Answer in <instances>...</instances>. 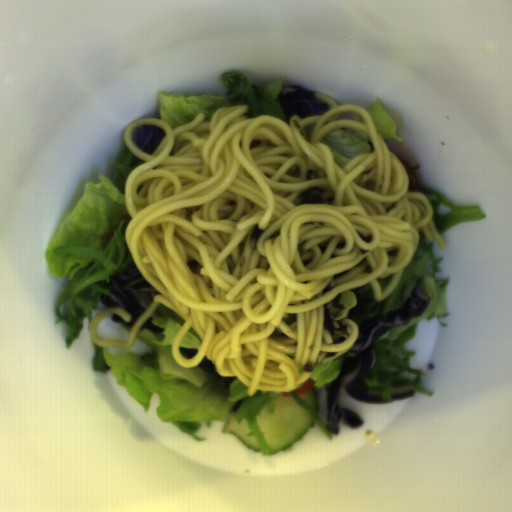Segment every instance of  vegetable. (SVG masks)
<instances>
[{
	"mask_svg": "<svg viewBox=\"0 0 512 512\" xmlns=\"http://www.w3.org/2000/svg\"><path fill=\"white\" fill-rule=\"evenodd\" d=\"M420 193H423L431 203L434 226L440 236L461 222L486 219V214L482 212L480 206L458 205L435 189L422 185H420Z\"/></svg>",
	"mask_w": 512,
	"mask_h": 512,
	"instance_id": "obj_5",
	"label": "vegetable"
},
{
	"mask_svg": "<svg viewBox=\"0 0 512 512\" xmlns=\"http://www.w3.org/2000/svg\"><path fill=\"white\" fill-rule=\"evenodd\" d=\"M327 146L339 168L347 167L358 155L374 151V145L365 132L350 128H334L320 140Z\"/></svg>",
	"mask_w": 512,
	"mask_h": 512,
	"instance_id": "obj_6",
	"label": "vegetable"
},
{
	"mask_svg": "<svg viewBox=\"0 0 512 512\" xmlns=\"http://www.w3.org/2000/svg\"><path fill=\"white\" fill-rule=\"evenodd\" d=\"M444 260L442 256L435 259L433 241H430L425 233L419 232L416 252L389 296L383 301H377L372 286L367 283L341 293L340 303L345 309L336 310L331 314L330 319L334 321L351 320L358 327L363 321L376 315H389L391 311L403 307L419 279L424 278L422 291L429 297L425 313L411 319L406 325L389 330L372 343L375 363L363 378L366 387L380 391L383 403L395 402L391 397L393 382H410L413 383L414 393L434 395L433 391H427L421 386L424 379L423 371L411 368L409 361L417 354L416 351L406 350L405 347L406 343L416 336L417 324L422 320L436 318L443 328L447 327L441 318L450 316V313H446V307L447 288L451 279L437 278V273L442 272L439 263Z\"/></svg>",
	"mask_w": 512,
	"mask_h": 512,
	"instance_id": "obj_3",
	"label": "vegetable"
},
{
	"mask_svg": "<svg viewBox=\"0 0 512 512\" xmlns=\"http://www.w3.org/2000/svg\"><path fill=\"white\" fill-rule=\"evenodd\" d=\"M203 339L193 327L188 329L179 342V350L182 357L192 359L201 351Z\"/></svg>",
	"mask_w": 512,
	"mask_h": 512,
	"instance_id": "obj_9",
	"label": "vegetable"
},
{
	"mask_svg": "<svg viewBox=\"0 0 512 512\" xmlns=\"http://www.w3.org/2000/svg\"><path fill=\"white\" fill-rule=\"evenodd\" d=\"M129 334L131 332L132 327L128 326L125 323L118 322Z\"/></svg>",
	"mask_w": 512,
	"mask_h": 512,
	"instance_id": "obj_11",
	"label": "vegetable"
},
{
	"mask_svg": "<svg viewBox=\"0 0 512 512\" xmlns=\"http://www.w3.org/2000/svg\"><path fill=\"white\" fill-rule=\"evenodd\" d=\"M342 364L343 355L328 363L317 361L312 373L308 377L314 381L313 388L316 389L326 386L328 383L337 379L341 374Z\"/></svg>",
	"mask_w": 512,
	"mask_h": 512,
	"instance_id": "obj_8",
	"label": "vegetable"
},
{
	"mask_svg": "<svg viewBox=\"0 0 512 512\" xmlns=\"http://www.w3.org/2000/svg\"><path fill=\"white\" fill-rule=\"evenodd\" d=\"M220 80L227 90L225 94L185 96L179 92L157 91L159 120L175 130L192 122L199 114H206L204 120L209 122L214 113L225 106L248 105L249 112L245 116L249 119L271 115L289 124L287 113L278 99L284 78L259 88L244 72L236 70L223 72Z\"/></svg>",
	"mask_w": 512,
	"mask_h": 512,
	"instance_id": "obj_4",
	"label": "vegetable"
},
{
	"mask_svg": "<svg viewBox=\"0 0 512 512\" xmlns=\"http://www.w3.org/2000/svg\"><path fill=\"white\" fill-rule=\"evenodd\" d=\"M366 110L372 118L378 135L383 140L394 139L401 143L404 142L403 139L396 136L397 125L395 121L382 108L380 97H378L375 102Z\"/></svg>",
	"mask_w": 512,
	"mask_h": 512,
	"instance_id": "obj_7",
	"label": "vegetable"
},
{
	"mask_svg": "<svg viewBox=\"0 0 512 512\" xmlns=\"http://www.w3.org/2000/svg\"><path fill=\"white\" fill-rule=\"evenodd\" d=\"M287 392H288V393H289V394H290V395H291V396H292V397H293V398H294V399H295V400H296V401L301 405V407H302V408H303V409H304V410H305V411H306V412H307V413L312 417V419L315 421V424H316V425L320 428V430H321V431H322V432L327 436V438H328L329 440H331V439L333 438V432H330V431L326 428V426H325V424H324V422H323V420H322V418H321V416H320L319 412H317L314 408H312L311 406H309V405L307 404L306 400L301 399V398L298 396V394H297V393H295L293 390H292V391H287Z\"/></svg>",
	"mask_w": 512,
	"mask_h": 512,
	"instance_id": "obj_10",
	"label": "vegetable"
},
{
	"mask_svg": "<svg viewBox=\"0 0 512 512\" xmlns=\"http://www.w3.org/2000/svg\"><path fill=\"white\" fill-rule=\"evenodd\" d=\"M143 163L124 141L113 178L99 173L100 183H86L45 250L49 275L69 280L55 308V325L67 326L66 350L81 335L84 320L90 324L93 312L100 310L101 296L114 298L106 288L112 275L134 262L125 236L132 219L126 188L129 174Z\"/></svg>",
	"mask_w": 512,
	"mask_h": 512,
	"instance_id": "obj_2",
	"label": "vegetable"
},
{
	"mask_svg": "<svg viewBox=\"0 0 512 512\" xmlns=\"http://www.w3.org/2000/svg\"><path fill=\"white\" fill-rule=\"evenodd\" d=\"M184 319L172 308L159 304L146 318L135 339L150 347L139 355L134 351L112 354L94 342L91 365L94 371L113 373L116 383L143 406L145 413L154 394L159 397L156 407L162 422H171L176 428L196 441H204L197 432L202 423L211 428L213 422H227L234 413L236 422L247 420V436L255 437L263 456L273 453L267 444L256 417L263 405L268 413L275 412L274 402L279 395L268 392L248 394L249 387L238 377L224 387L205 373L198 365L183 368L173 357L172 347Z\"/></svg>",
	"mask_w": 512,
	"mask_h": 512,
	"instance_id": "obj_1",
	"label": "vegetable"
}]
</instances>
